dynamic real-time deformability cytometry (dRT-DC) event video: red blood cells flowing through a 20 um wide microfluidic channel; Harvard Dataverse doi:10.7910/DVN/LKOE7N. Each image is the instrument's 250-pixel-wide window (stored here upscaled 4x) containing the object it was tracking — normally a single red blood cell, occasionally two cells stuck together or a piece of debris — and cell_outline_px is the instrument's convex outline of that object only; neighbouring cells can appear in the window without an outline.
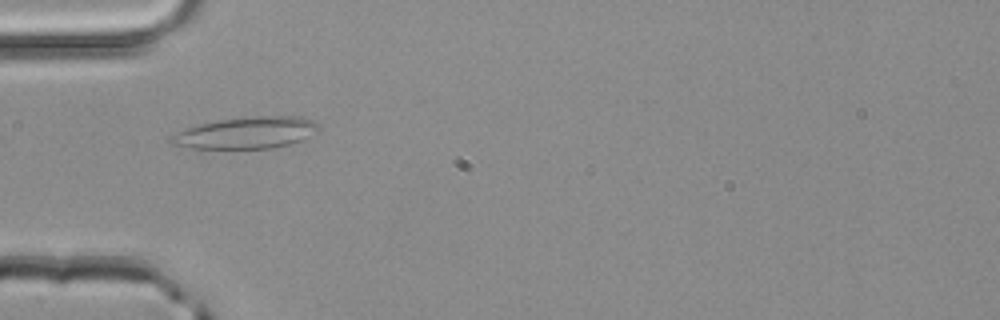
{"species": "common noctule bat (a hibernating species)", "species_latin": "Nyctalus noctula", "temperature_condition": "room temperature", "stored_images_in_passage": 4, "camera_frame_rate_fps": 3000, "um_per_image_px": 0.085, "animal": {"sex": "male", "body_mass_g": 20.4}, "frame": {"image": 1, "passage_image": 4, "time_ms": 1.0, "image_size_px": [1000, 320], "cell_outline_px": [[320, 132], [304, 140], [272, 148], [188, 148], [172, 144], [172, 140], [180, 132], [188, 128], [200, 124], [216, 120], [252, 116], [300, 116], [312, 120], [320, 124]], "centroid_in_image_um": [21.09, 11.28], "position_along_channel_um": 63.9, "area_um2": 27.11}}